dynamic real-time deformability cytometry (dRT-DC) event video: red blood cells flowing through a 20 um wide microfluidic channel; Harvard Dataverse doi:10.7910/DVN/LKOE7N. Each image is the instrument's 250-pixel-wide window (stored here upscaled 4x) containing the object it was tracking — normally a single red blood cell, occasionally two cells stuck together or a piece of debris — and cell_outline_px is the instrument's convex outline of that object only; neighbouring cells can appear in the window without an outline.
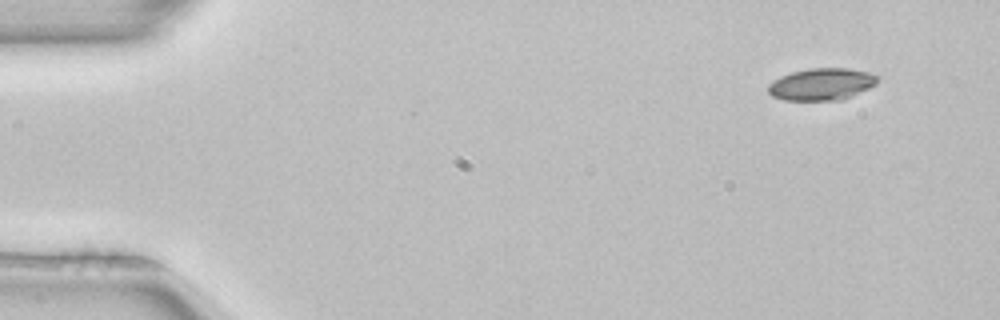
{"species": "common noctule bat (a hibernating species)", "species_latin": "Nyctalus noctula", "temperature_condition": "room temperature", "stored_images_in_passage": 5, "camera_frame_rate_fps": 3000, "um_per_image_px": 0.085, "animal": {"sex": "female", "body_mass_g": 22.7, "forearm_length_mm": 54.2}, "frame": {"image": 1, "passage_image": 1, "time_ms": 0.0, "image_size_px": [1000, 320], "cell_outline_px": [[880, 80], [876, 84], [852, 96], [840, 100], [784, 100], [772, 96], [768, 92], [768, 84], [780, 76], [792, 72], [812, 68], [848, 68], [868, 72], [880, 76]], "centroid_in_image_um": [69.85, 7.15], "position_along_channel_um": 15.1, "area_um2": 20.46}}
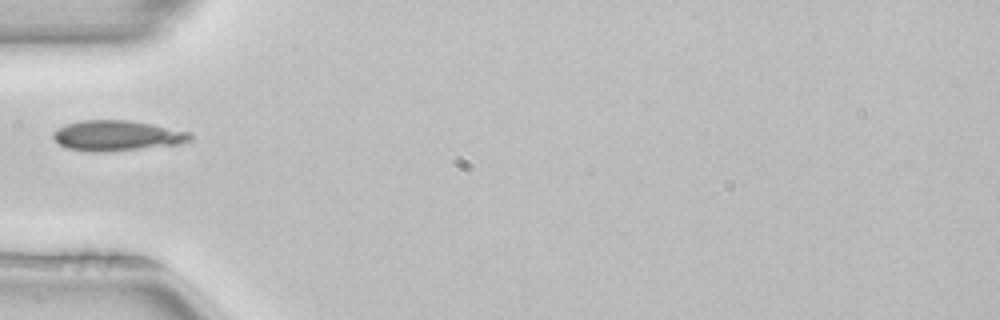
{"frame": {"image": 2, "passage_image": 4, "time_ms": 1.0, "image_size_px": [1000, 320], "cell_outline_px": [[192, 140], [180, 144], [104, 152], [92, 152], [68, 148], [60, 144], [52, 136], [52, 132], [68, 124], [80, 120], [128, 120], [152, 124], [192, 132]], "centroid_in_image_um": [9.99, 11.53], "position_along_channel_um": 75.0, "area_um2": 24.16}}